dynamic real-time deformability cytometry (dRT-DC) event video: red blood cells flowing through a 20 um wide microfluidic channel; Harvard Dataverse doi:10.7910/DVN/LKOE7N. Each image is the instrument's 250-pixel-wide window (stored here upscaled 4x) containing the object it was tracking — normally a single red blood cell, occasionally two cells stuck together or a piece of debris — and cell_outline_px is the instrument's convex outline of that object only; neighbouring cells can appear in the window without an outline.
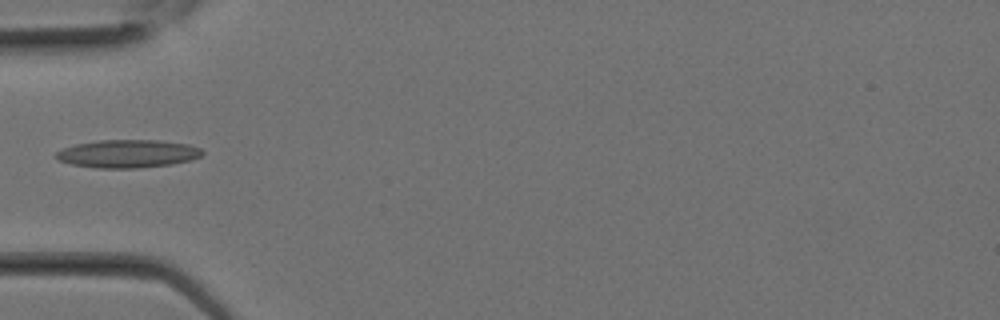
{"species": "Egyptian fruit bat (a non-hibernating species)", "species_latin": "Rousettus aegyptiacus", "temperature_condition": "room temperature", "stored_images_in_passage": 12, "camera_frame_rate_fps": 3000, "um_per_image_px": 0.085, "animal": {"sex": "female"}, "frame": {"image": 1, "passage_image": 9, "time_ms": 2.667, "image_size_px": [1000, 320], "cell_outline_px": [[204, 152], [200, 156], [192, 160], [172, 164], [140, 168], [100, 168], [72, 164], [60, 160], [56, 156], [56, 152], [64, 148], [76, 144], [100, 140], [160, 140], [188, 144], [200, 148]], "centroid_in_image_um": [10.91, 13.06], "position_along_channel_um": 74.1, "area_um2": 23.76}}